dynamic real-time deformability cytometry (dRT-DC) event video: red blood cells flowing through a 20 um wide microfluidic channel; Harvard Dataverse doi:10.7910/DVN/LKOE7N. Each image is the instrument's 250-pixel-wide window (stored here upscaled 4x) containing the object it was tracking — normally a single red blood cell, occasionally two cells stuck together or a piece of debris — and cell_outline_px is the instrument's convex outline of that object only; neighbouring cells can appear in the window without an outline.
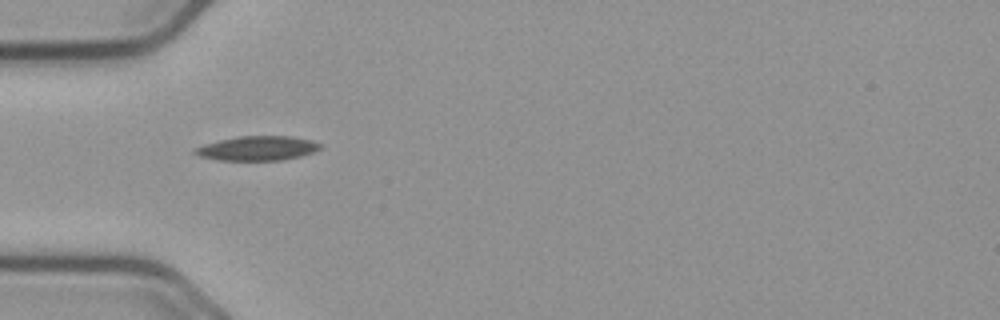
{"species": "common noctule bat (a hibernating species)", "species_latin": "Nyctalus noctula", "temperature_condition": "cold", "stored_images_in_passage": 39, "camera_frame_rate_fps": 3000, "um_per_image_px": 0.085, "animal": {"sex": "male", "body_mass_g": 23.1, "forearm_length_mm": 52.7}, "frame": {"image": 1, "passage_image": 1, "time_ms": 0.0, "image_size_px": [1000, 320], "cell_outline_px": [[324, 144], [320, 148], [312, 152], [300, 156], [284, 160], [220, 160], [200, 156], [192, 152], [196, 148], [204, 144], [220, 140], [240, 136], [292, 136]], "centroid_in_image_um": [21.9, 12.6], "position_along_channel_um": 63.1, "area_um2": 17.63}}
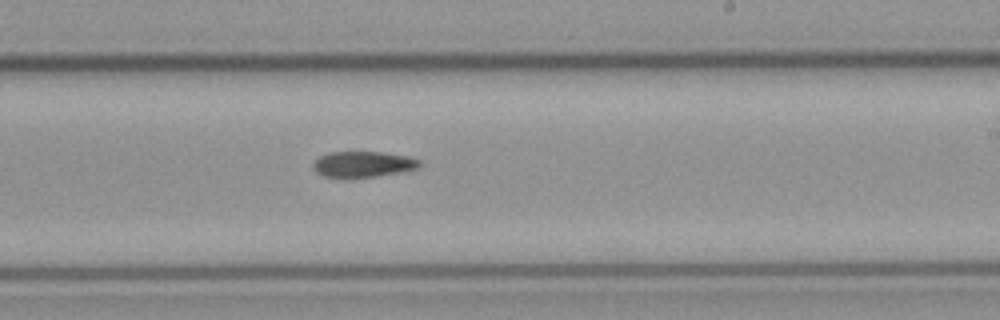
{"frame": {"image": 2, "passage_image": 17, "time_ms": 5.333, "image_size_px": [1000, 320], "cell_outline_px": [[420, 164], [416, 168], [396, 172], [372, 176], [324, 176], [316, 172], [312, 168], [312, 164], [320, 156], [328, 152], [380, 152], [404, 156], [420, 160]], "centroid_in_image_um": [30.79, 13.93], "position_along_channel_um": 258.2, "area_um2": 15.32}}
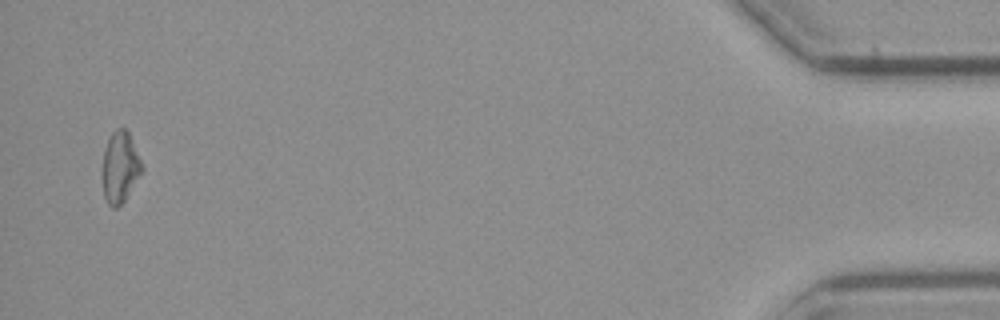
{"frame": {"image": 3, "passage_image": 38, "time_ms": 12.333, "image_size_px": [1000, 320], "cell_outline_px": [[144, 168], [124, 200], [116, 208], [112, 208], [108, 204], [104, 196], [100, 176], [100, 168], [104, 148], [112, 132], [116, 128], [124, 128], [128, 132]], "centroid_in_image_um": [10.14, 14.22], "position_along_channel_um": 425.1, "area_um2": 16.59}}